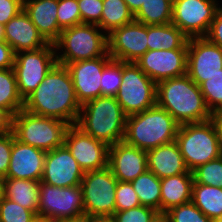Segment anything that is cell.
I'll return each mask as SVG.
<instances>
[{"label": "cell", "mask_w": 222, "mask_h": 222, "mask_svg": "<svg viewBox=\"0 0 222 222\" xmlns=\"http://www.w3.org/2000/svg\"><path fill=\"white\" fill-rule=\"evenodd\" d=\"M79 103L68 68L56 63L43 81L24 100V110L35 115L77 123Z\"/></svg>", "instance_id": "1"}, {"label": "cell", "mask_w": 222, "mask_h": 222, "mask_svg": "<svg viewBox=\"0 0 222 222\" xmlns=\"http://www.w3.org/2000/svg\"><path fill=\"white\" fill-rule=\"evenodd\" d=\"M156 104L168 111L180 125L213 118L200 87L187 74L157 83Z\"/></svg>", "instance_id": "2"}, {"label": "cell", "mask_w": 222, "mask_h": 222, "mask_svg": "<svg viewBox=\"0 0 222 222\" xmlns=\"http://www.w3.org/2000/svg\"><path fill=\"white\" fill-rule=\"evenodd\" d=\"M126 118L115 97L100 96L81 106L75 125L96 140L111 146L123 141Z\"/></svg>", "instance_id": "3"}, {"label": "cell", "mask_w": 222, "mask_h": 222, "mask_svg": "<svg viewBox=\"0 0 222 222\" xmlns=\"http://www.w3.org/2000/svg\"><path fill=\"white\" fill-rule=\"evenodd\" d=\"M180 124L157 104L141 113L127 116L123 141L148 151L176 140Z\"/></svg>", "instance_id": "4"}, {"label": "cell", "mask_w": 222, "mask_h": 222, "mask_svg": "<svg viewBox=\"0 0 222 222\" xmlns=\"http://www.w3.org/2000/svg\"><path fill=\"white\" fill-rule=\"evenodd\" d=\"M54 46L56 61L64 66L80 60L110 56L107 34L94 24L82 23L62 29Z\"/></svg>", "instance_id": "5"}, {"label": "cell", "mask_w": 222, "mask_h": 222, "mask_svg": "<svg viewBox=\"0 0 222 222\" xmlns=\"http://www.w3.org/2000/svg\"><path fill=\"white\" fill-rule=\"evenodd\" d=\"M190 172L222 155L214 119L179 126L176 140Z\"/></svg>", "instance_id": "6"}, {"label": "cell", "mask_w": 222, "mask_h": 222, "mask_svg": "<svg viewBox=\"0 0 222 222\" xmlns=\"http://www.w3.org/2000/svg\"><path fill=\"white\" fill-rule=\"evenodd\" d=\"M70 125L62 120L20 110L13 118V134L17 140L45 152L64 145Z\"/></svg>", "instance_id": "7"}, {"label": "cell", "mask_w": 222, "mask_h": 222, "mask_svg": "<svg viewBox=\"0 0 222 222\" xmlns=\"http://www.w3.org/2000/svg\"><path fill=\"white\" fill-rule=\"evenodd\" d=\"M157 84L134 62L122 67V82L115 96L126 116L156 105Z\"/></svg>", "instance_id": "8"}, {"label": "cell", "mask_w": 222, "mask_h": 222, "mask_svg": "<svg viewBox=\"0 0 222 222\" xmlns=\"http://www.w3.org/2000/svg\"><path fill=\"white\" fill-rule=\"evenodd\" d=\"M118 180L109 167L84 173L80 183L85 218L113 216L116 212L115 192Z\"/></svg>", "instance_id": "9"}, {"label": "cell", "mask_w": 222, "mask_h": 222, "mask_svg": "<svg viewBox=\"0 0 222 222\" xmlns=\"http://www.w3.org/2000/svg\"><path fill=\"white\" fill-rule=\"evenodd\" d=\"M37 216L58 221L85 218L81 186L57 187L40 181Z\"/></svg>", "instance_id": "10"}, {"label": "cell", "mask_w": 222, "mask_h": 222, "mask_svg": "<svg viewBox=\"0 0 222 222\" xmlns=\"http://www.w3.org/2000/svg\"><path fill=\"white\" fill-rule=\"evenodd\" d=\"M57 63L54 44L15 54L14 66L20 96L25 100Z\"/></svg>", "instance_id": "11"}, {"label": "cell", "mask_w": 222, "mask_h": 222, "mask_svg": "<svg viewBox=\"0 0 222 222\" xmlns=\"http://www.w3.org/2000/svg\"><path fill=\"white\" fill-rule=\"evenodd\" d=\"M220 4L218 0H177L171 23L188 38L205 37Z\"/></svg>", "instance_id": "12"}, {"label": "cell", "mask_w": 222, "mask_h": 222, "mask_svg": "<svg viewBox=\"0 0 222 222\" xmlns=\"http://www.w3.org/2000/svg\"><path fill=\"white\" fill-rule=\"evenodd\" d=\"M222 73V48L205 37L189 38L187 75L198 86Z\"/></svg>", "instance_id": "13"}, {"label": "cell", "mask_w": 222, "mask_h": 222, "mask_svg": "<svg viewBox=\"0 0 222 222\" xmlns=\"http://www.w3.org/2000/svg\"><path fill=\"white\" fill-rule=\"evenodd\" d=\"M108 54L112 59L135 62L148 51L147 25L136 20L107 35Z\"/></svg>", "instance_id": "14"}, {"label": "cell", "mask_w": 222, "mask_h": 222, "mask_svg": "<svg viewBox=\"0 0 222 222\" xmlns=\"http://www.w3.org/2000/svg\"><path fill=\"white\" fill-rule=\"evenodd\" d=\"M64 145L84 172L108 166L109 146L84 133L76 125H70L66 130Z\"/></svg>", "instance_id": "15"}, {"label": "cell", "mask_w": 222, "mask_h": 222, "mask_svg": "<svg viewBox=\"0 0 222 222\" xmlns=\"http://www.w3.org/2000/svg\"><path fill=\"white\" fill-rule=\"evenodd\" d=\"M134 63L157 84L187 74V49L148 50Z\"/></svg>", "instance_id": "16"}, {"label": "cell", "mask_w": 222, "mask_h": 222, "mask_svg": "<svg viewBox=\"0 0 222 222\" xmlns=\"http://www.w3.org/2000/svg\"><path fill=\"white\" fill-rule=\"evenodd\" d=\"M84 173L71 152L63 145L46 152L41 182L57 187L79 186Z\"/></svg>", "instance_id": "17"}, {"label": "cell", "mask_w": 222, "mask_h": 222, "mask_svg": "<svg viewBox=\"0 0 222 222\" xmlns=\"http://www.w3.org/2000/svg\"><path fill=\"white\" fill-rule=\"evenodd\" d=\"M111 59V56H102L66 65L72 77L77 99L81 105L101 96L100 81L103 68Z\"/></svg>", "instance_id": "18"}, {"label": "cell", "mask_w": 222, "mask_h": 222, "mask_svg": "<svg viewBox=\"0 0 222 222\" xmlns=\"http://www.w3.org/2000/svg\"><path fill=\"white\" fill-rule=\"evenodd\" d=\"M108 167L118 181L131 182L148 170L147 151L117 142L109 146Z\"/></svg>", "instance_id": "19"}, {"label": "cell", "mask_w": 222, "mask_h": 222, "mask_svg": "<svg viewBox=\"0 0 222 222\" xmlns=\"http://www.w3.org/2000/svg\"><path fill=\"white\" fill-rule=\"evenodd\" d=\"M46 152L22 143L12 132V152L5 178L41 181Z\"/></svg>", "instance_id": "20"}, {"label": "cell", "mask_w": 222, "mask_h": 222, "mask_svg": "<svg viewBox=\"0 0 222 222\" xmlns=\"http://www.w3.org/2000/svg\"><path fill=\"white\" fill-rule=\"evenodd\" d=\"M4 36L15 54L36 50L49 44L23 9L4 25Z\"/></svg>", "instance_id": "21"}, {"label": "cell", "mask_w": 222, "mask_h": 222, "mask_svg": "<svg viewBox=\"0 0 222 222\" xmlns=\"http://www.w3.org/2000/svg\"><path fill=\"white\" fill-rule=\"evenodd\" d=\"M58 0H23V10L42 37L54 44L62 31L57 20Z\"/></svg>", "instance_id": "22"}, {"label": "cell", "mask_w": 222, "mask_h": 222, "mask_svg": "<svg viewBox=\"0 0 222 222\" xmlns=\"http://www.w3.org/2000/svg\"><path fill=\"white\" fill-rule=\"evenodd\" d=\"M147 167L160 179L192 173L187 168L176 141L148 150Z\"/></svg>", "instance_id": "23"}, {"label": "cell", "mask_w": 222, "mask_h": 222, "mask_svg": "<svg viewBox=\"0 0 222 222\" xmlns=\"http://www.w3.org/2000/svg\"><path fill=\"white\" fill-rule=\"evenodd\" d=\"M193 174L182 173L161 179V213L192 201Z\"/></svg>", "instance_id": "24"}, {"label": "cell", "mask_w": 222, "mask_h": 222, "mask_svg": "<svg viewBox=\"0 0 222 222\" xmlns=\"http://www.w3.org/2000/svg\"><path fill=\"white\" fill-rule=\"evenodd\" d=\"M39 186L40 181L37 180L3 178L1 194L37 215Z\"/></svg>", "instance_id": "25"}, {"label": "cell", "mask_w": 222, "mask_h": 222, "mask_svg": "<svg viewBox=\"0 0 222 222\" xmlns=\"http://www.w3.org/2000/svg\"><path fill=\"white\" fill-rule=\"evenodd\" d=\"M148 50L188 49V37L172 23L147 25Z\"/></svg>", "instance_id": "26"}, {"label": "cell", "mask_w": 222, "mask_h": 222, "mask_svg": "<svg viewBox=\"0 0 222 222\" xmlns=\"http://www.w3.org/2000/svg\"><path fill=\"white\" fill-rule=\"evenodd\" d=\"M192 202L213 221L222 217V188L193 184Z\"/></svg>", "instance_id": "27"}, {"label": "cell", "mask_w": 222, "mask_h": 222, "mask_svg": "<svg viewBox=\"0 0 222 222\" xmlns=\"http://www.w3.org/2000/svg\"><path fill=\"white\" fill-rule=\"evenodd\" d=\"M133 189L138 195L140 204L155 209L161 213V179L146 170L131 181Z\"/></svg>", "instance_id": "28"}, {"label": "cell", "mask_w": 222, "mask_h": 222, "mask_svg": "<svg viewBox=\"0 0 222 222\" xmlns=\"http://www.w3.org/2000/svg\"><path fill=\"white\" fill-rule=\"evenodd\" d=\"M134 20L124 0H103L101 21L98 26L108 35L112 30L127 25Z\"/></svg>", "instance_id": "29"}, {"label": "cell", "mask_w": 222, "mask_h": 222, "mask_svg": "<svg viewBox=\"0 0 222 222\" xmlns=\"http://www.w3.org/2000/svg\"><path fill=\"white\" fill-rule=\"evenodd\" d=\"M0 108L9 110L13 115L24 108L13 68L0 69Z\"/></svg>", "instance_id": "30"}, {"label": "cell", "mask_w": 222, "mask_h": 222, "mask_svg": "<svg viewBox=\"0 0 222 222\" xmlns=\"http://www.w3.org/2000/svg\"><path fill=\"white\" fill-rule=\"evenodd\" d=\"M173 4L167 0H144L134 14V20L145 25L169 24L172 20Z\"/></svg>", "instance_id": "31"}, {"label": "cell", "mask_w": 222, "mask_h": 222, "mask_svg": "<svg viewBox=\"0 0 222 222\" xmlns=\"http://www.w3.org/2000/svg\"><path fill=\"white\" fill-rule=\"evenodd\" d=\"M127 62L111 59L103 68L100 87L101 96L115 97L122 82V67Z\"/></svg>", "instance_id": "32"}, {"label": "cell", "mask_w": 222, "mask_h": 222, "mask_svg": "<svg viewBox=\"0 0 222 222\" xmlns=\"http://www.w3.org/2000/svg\"><path fill=\"white\" fill-rule=\"evenodd\" d=\"M193 184L210 185L222 188V155L200 165L192 171Z\"/></svg>", "instance_id": "33"}, {"label": "cell", "mask_w": 222, "mask_h": 222, "mask_svg": "<svg viewBox=\"0 0 222 222\" xmlns=\"http://www.w3.org/2000/svg\"><path fill=\"white\" fill-rule=\"evenodd\" d=\"M205 103L212 114L222 111V73L207 79L200 85Z\"/></svg>", "instance_id": "34"}, {"label": "cell", "mask_w": 222, "mask_h": 222, "mask_svg": "<svg viewBox=\"0 0 222 222\" xmlns=\"http://www.w3.org/2000/svg\"><path fill=\"white\" fill-rule=\"evenodd\" d=\"M37 215L1 195L0 222H33Z\"/></svg>", "instance_id": "35"}, {"label": "cell", "mask_w": 222, "mask_h": 222, "mask_svg": "<svg viewBox=\"0 0 222 222\" xmlns=\"http://www.w3.org/2000/svg\"><path fill=\"white\" fill-rule=\"evenodd\" d=\"M165 214L169 222H214L203 214L192 201L173 207Z\"/></svg>", "instance_id": "36"}, {"label": "cell", "mask_w": 222, "mask_h": 222, "mask_svg": "<svg viewBox=\"0 0 222 222\" xmlns=\"http://www.w3.org/2000/svg\"><path fill=\"white\" fill-rule=\"evenodd\" d=\"M57 20L62 29L81 24L77 0H58Z\"/></svg>", "instance_id": "37"}, {"label": "cell", "mask_w": 222, "mask_h": 222, "mask_svg": "<svg viewBox=\"0 0 222 222\" xmlns=\"http://www.w3.org/2000/svg\"><path fill=\"white\" fill-rule=\"evenodd\" d=\"M115 203L116 211H124L141 205L131 182L118 181L115 192Z\"/></svg>", "instance_id": "38"}, {"label": "cell", "mask_w": 222, "mask_h": 222, "mask_svg": "<svg viewBox=\"0 0 222 222\" xmlns=\"http://www.w3.org/2000/svg\"><path fill=\"white\" fill-rule=\"evenodd\" d=\"M159 212L147 206L137 207L116 211L112 216L116 222H151Z\"/></svg>", "instance_id": "39"}, {"label": "cell", "mask_w": 222, "mask_h": 222, "mask_svg": "<svg viewBox=\"0 0 222 222\" xmlns=\"http://www.w3.org/2000/svg\"><path fill=\"white\" fill-rule=\"evenodd\" d=\"M81 14V24L98 25L101 21L103 0H77Z\"/></svg>", "instance_id": "40"}, {"label": "cell", "mask_w": 222, "mask_h": 222, "mask_svg": "<svg viewBox=\"0 0 222 222\" xmlns=\"http://www.w3.org/2000/svg\"><path fill=\"white\" fill-rule=\"evenodd\" d=\"M12 152V132L0 135V179L6 177Z\"/></svg>", "instance_id": "41"}, {"label": "cell", "mask_w": 222, "mask_h": 222, "mask_svg": "<svg viewBox=\"0 0 222 222\" xmlns=\"http://www.w3.org/2000/svg\"><path fill=\"white\" fill-rule=\"evenodd\" d=\"M23 9V0L0 2V24L5 25Z\"/></svg>", "instance_id": "42"}, {"label": "cell", "mask_w": 222, "mask_h": 222, "mask_svg": "<svg viewBox=\"0 0 222 222\" xmlns=\"http://www.w3.org/2000/svg\"><path fill=\"white\" fill-rule=\"evenodd\" d=\"M205 38L222 48V5L216 11Z\"/></svg>", "instance_id": "43"}, {"label": "cell", "mask_w": 222, "mask_h": 222, "mask_svg": "<svg viewBox=\"0 0 222 222\" xmlns=\"http://www.w3.org/2000/svg\"><path fill=\"white\" fill-rule=\"evenodd\" d=\"M15 53L6 41H0V69L13 68Z\"/></svg>", "instance_id": "44"}, {"label": "cell", "mask_w": 222, "mask_h": 222, "mask_svg": "<svg viewBox=\"0 0 222 222\" xmlns=\"http://www.w3.org/2000/svg\"><path fill=\"white\" fill-rule=\"evenodd\" d=\"M14 115L5 108H0V135L13 132Z\"/></svg>", "instance_id": "45"}, {"label": "cell", "mask_w": 222, "mask_h": 222, "mask_svg": "<svg viewBox=\"0 0 222 222\" xmlns=\"http://www.w3.org/2000/svg\"><path fill=\"white\" fill-rule=\"evenodd\" d=\"M214 123L216 125L218 135H219V141H220V147L222 151V111L213 114Z\"/></svg>", "instance_id": "46"}, {"label": "cell", "mask_w": 222, "mask_h": 222, "mask_svg": "<svg viewBox=\"0 0 222 222\" xmlns=\"http://www.w3.org/2000/svg\"><path fill=\"white\" fill-rule=\"evenodd\" d=\"M129 8V10L135 14L144 3V0H124Z\"/></svg>", "instance_id": "47"}, {"label": "cell", "mask_w": 222, "mask_h": 222, "mask_svg": "<svg viewBox=\"0 0 222 222\" xmlns=\"http://www.w3.org/2000/svg\"><path fill=\"white\" fill-rule=\"evenodd\" d=\"M87 222H116L112 216L89 217Z\"/></svg>", "instance_id": "48"}, {"label": "cell", "mask_w": 222, "mask_h": 222, "mask_svg": "<svg viewBox=\"0 0 222 222\" xmlns=\"http://www.w3.org/2000/svg\"><path fill=\"white\" fill-rule=\"evenodd\" d=\"M151 222H169V221L166 214L158 213Z\"/></svg>", "instance_id": "49"}, {"label": "cell", "mask_w": 222, "mask_h": 222, "mask_svg": "<svg viewBox=\"0 0 222 222\" xmlns=\"http://www.w3.org/2000/svg\"><path fill=\"white\" fill-rule=\"evenodd\" d=\"M33 222H60V221L42 217V216H37Z\"/></svg>", "instance_id": "50"}, {"label": "cell", "mask_w": 222, "mask_h": 222, "mask_svg": "<svg viewBox=\"0 0 222 222\" xmlns=\"http://www.w3.org/2000/svg\"><path fill=\"white\" fill-rule=\"evenodd\" d=\"M0 41H5L4 25L3 24H0Z\"/></svg>", "instance_id": "51"}, {"label": "cell", "mask_w": 222, "mask_h": 222, "mask_svg": "<svg viewBox=\"0 0 222 222\" xmlns=\"http://www.w3.org/2000/svg\"><path fill=\"white\" fill-rule=\"evenodd\" d=\"M60 222H87V218H83V219L76 220V221H60Z\"/></svg>", "instance_id": "52"}, {"label": "cell", "mask_w": 222, "mask_h": 222, "mask_svg": "<svg viewBox=\"0 0 222 222\" xmlns=\"http://www.w3.org/2000/svg\"><path fill=\"white\" fill-rule=\"evenodd\" d=\"M214 222H222V217H220V218L214 220Z\"/></svg>", "instance_id": "53"}, {"label": "cell", "mask_w": 222, "mask_h": 222, "mask_svg": "<svg viewBox=\"0 0 222 222\" xmlns=\"http://www.w3.org/2000/svg\"><path fill=\"white\" fill-rule=\"evenodd\" d=\"M167 1H169L172 4H174L177 0H167Z\"/></svg>", "instance_id": "54"}, {"label": "cell", "mask_w": 222, "mask_h": 222, "mask_svg": "<svg viewBox=\"0 0 222 222\" xmlns=\"http://www.w3.org/2000/svg\"><path fill=\"white\" fill-rule=\"evenodd\" d=\"M1 195H2V194H1V179H0V197H1Z\"/></svg>", "instance_id": "55"}]
</instances>
